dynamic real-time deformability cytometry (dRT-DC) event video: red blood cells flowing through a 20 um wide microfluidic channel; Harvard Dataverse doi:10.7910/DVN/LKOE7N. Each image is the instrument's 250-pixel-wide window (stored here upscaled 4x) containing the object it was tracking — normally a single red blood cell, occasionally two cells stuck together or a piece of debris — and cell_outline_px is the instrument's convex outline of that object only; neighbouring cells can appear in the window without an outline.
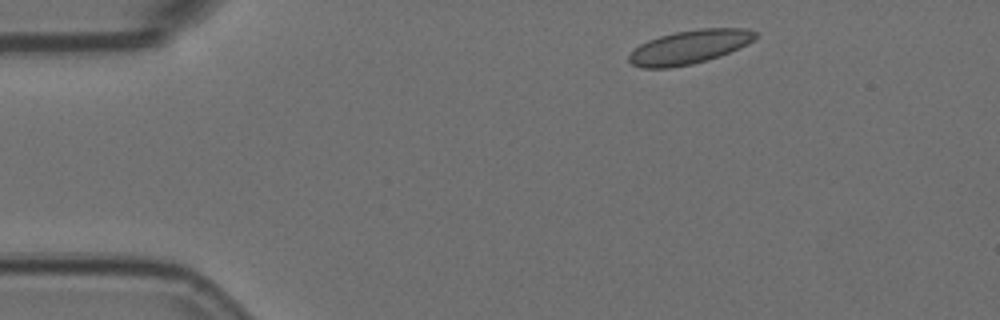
{"species": "Egyptian fruit bat (a non-hibernating species)", "species_latin": "Rousettus aegyptiacus", "temperature_condition": "room temperature", "stored_images_in_passage": 3, "camera_frame_rate_fps": 3000, "um_per_image_px": 0.085, "animal": {"sex": "female"}, "frame": {"image": 1, "passage_image": 1, "time_ms": 0.0, "image_size_px": [1000, 320], "cell_outline_px": [[756, 36], [748, 44], [740, 48], [720, 56], [708, 60], [692, 64], [668, 68], [640, 68], [632, 64], [628, 60], [628, 56], [640, 44], [648, 40], [660, 36], [676, 32], [700, 28], [748, 28], [756, 32]], "centroid_in_image_um": [58.61, 4.0], "position_along_channel_um": 26.4, "area_um2": 24.85}}